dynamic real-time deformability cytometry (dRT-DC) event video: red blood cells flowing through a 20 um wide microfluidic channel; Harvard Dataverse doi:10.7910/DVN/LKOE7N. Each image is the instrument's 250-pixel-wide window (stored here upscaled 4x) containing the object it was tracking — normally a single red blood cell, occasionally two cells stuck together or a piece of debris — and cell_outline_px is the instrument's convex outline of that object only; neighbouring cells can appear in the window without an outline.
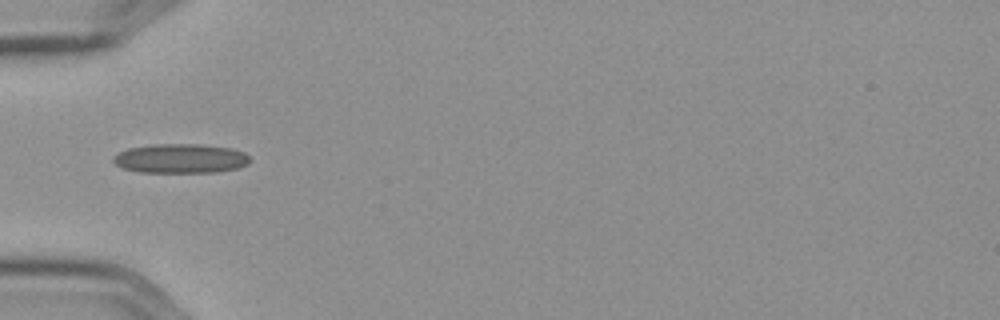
{"species": "Egyptian fruit bat (a non-hibernating species)", "species_latin": "Rousettus aegyptiacus", "temperature_condition": "cold", "stored_images_in_passage": 15, "camera_frame_rate_fps": 3000, "um_per_image_px": 0.085, "frame": {"image": 1, "passage_image": 5, "time_ms": 1.333, "image_size_px": [1000, 320], "cell_outline_px": [[248, 164], [236, 168], [216, 172], [140, 172], [120, 168], [112, 160], [112, 156], [128, 148], [156, 144], [200, 144], [228, 148], [244, 152], [248, 156]], "centroid_in_image_um": [15.29, 13.47], "position_along_channel_um": 69.7, "area_um2": 23.24}}
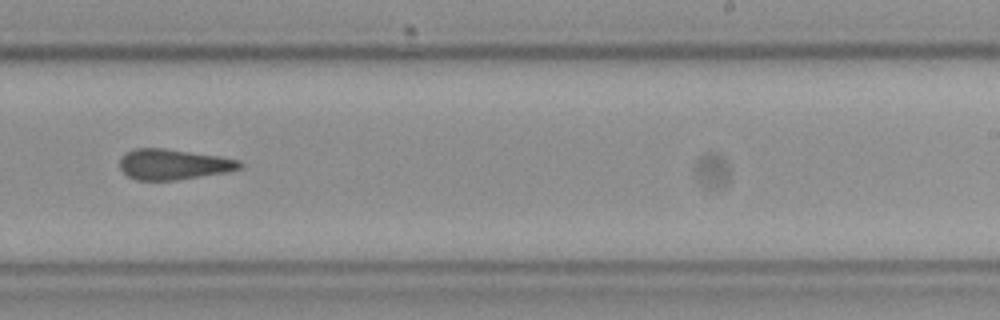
{"frame": {"image": 2, "passage_image": 10, "time_ms": 3.0, "image_size_px": [1000, 320], "cell_outline_px": [[244, 168], [224, 172], [176, 180], [136, 180], [128, 176], [120, 168], [120, 156], [124, 152], [132, 148], [164, 148], [220, 156], [240, 160], [244, 164]], "centroid_in_image_um": [14.73, 13.95], "position_along_channel_um": 274.3, "area_um2": 21.5}}
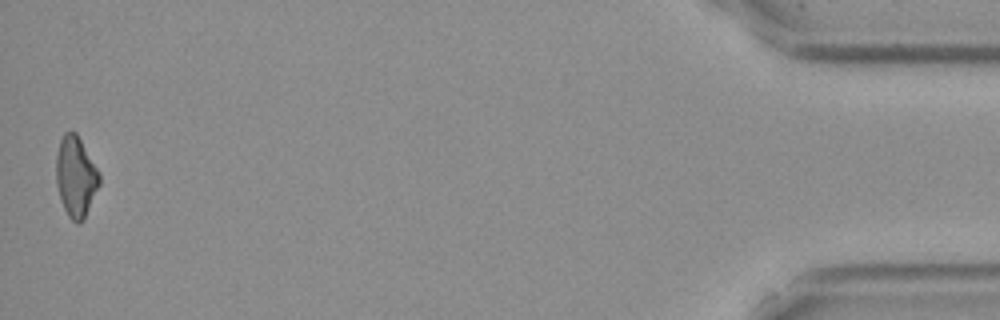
{"frame": {"image": 3, "passage_image": 15, "time_ms": 4.667, "image_size_px": [1000, 320], "cell_outline_px": [[100, 184], [84, 220], [80, 224], [76, 224], [68, 216], [64, 208], [56, 184], [56, 156], [60, 140], [64, 132], [76, 132], [100, 172]], "centroid_in_image_um": [6.45, 15.03], "position_along_channel_um": 428.7, "area_um2": 20.4}}